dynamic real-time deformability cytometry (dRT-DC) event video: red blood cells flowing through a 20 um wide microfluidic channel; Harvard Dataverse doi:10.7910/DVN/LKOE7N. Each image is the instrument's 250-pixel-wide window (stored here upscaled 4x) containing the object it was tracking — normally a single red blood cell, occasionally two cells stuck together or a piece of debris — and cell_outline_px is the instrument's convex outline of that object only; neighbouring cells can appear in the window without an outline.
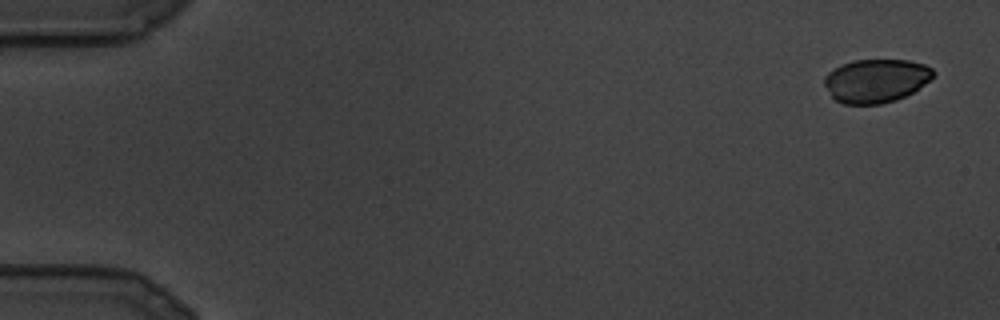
{"species": "common noctule bat (a hibernating species)", "species_latin": "Nyctalus noctula", "temperature_condition": "cold", "stored_images_in_passage": 23, "camera_frame_rate_fps": 3000, "um_per_image_px": 0.085, "animal": {"sex": "male", "body_mass_g": 19.5, "forearm_length_mm": 54.6}, "frame": {"image": 1, "passage_image": 1, "time_ms": 0.0, "image_size_px": [1000, 320], "cell_outline_px": [[936, 72], [928, 80], [912, 92], [896, 100], [880, 104], [844, 104], [836, 100], [832, 96], [824, 84], [824, 76], [828, 72], [840, 64], [852, 60], [908, 60], [924, 64], [932, 68]], "centroid_in_image_um": [74.43, 6.85], "position_along_channel_um": 10.6, "area_um2": 27.51}}